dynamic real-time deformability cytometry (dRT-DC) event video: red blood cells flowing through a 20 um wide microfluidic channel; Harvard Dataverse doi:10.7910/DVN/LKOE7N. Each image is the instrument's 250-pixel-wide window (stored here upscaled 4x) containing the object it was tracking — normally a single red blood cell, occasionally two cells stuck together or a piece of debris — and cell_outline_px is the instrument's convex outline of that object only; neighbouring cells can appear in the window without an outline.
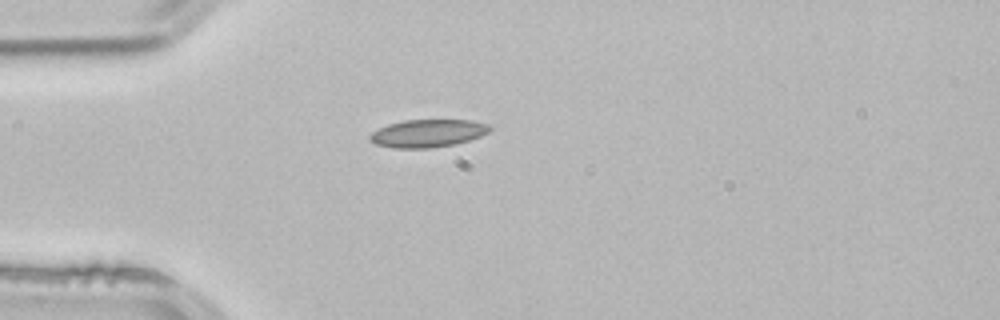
{"species": "common noctule bat (a hibernating species)", "species_latin": "Nyctalus noctula", "temperature_condition": "room temperature", "stored_images_in_passage": 1, "camera_frame_rate_fps": 3000, "um_per_image_px": 0.085, "animal": {"sex": "male", "body_mass_g": 21.5, "forearm_length_mm": 52.0}, "frame": {"image": 1, "passage_image": 1, "time_ms": 0.0, "image_size_px": [1000, 320], "cell_outline_px": [[492, 128], [488, 132], [480, 136], [456, 144], [428, 148], [392, 148], [376, 144], [368, 140], [368, 136], [372, 132], [388, 124], [404, 120], [472, 120], [488, 124]], "centroid_in_image_um": [36.34, 11.33], "position_along_channel_um": 48.7, "area_um2": 19.42}}